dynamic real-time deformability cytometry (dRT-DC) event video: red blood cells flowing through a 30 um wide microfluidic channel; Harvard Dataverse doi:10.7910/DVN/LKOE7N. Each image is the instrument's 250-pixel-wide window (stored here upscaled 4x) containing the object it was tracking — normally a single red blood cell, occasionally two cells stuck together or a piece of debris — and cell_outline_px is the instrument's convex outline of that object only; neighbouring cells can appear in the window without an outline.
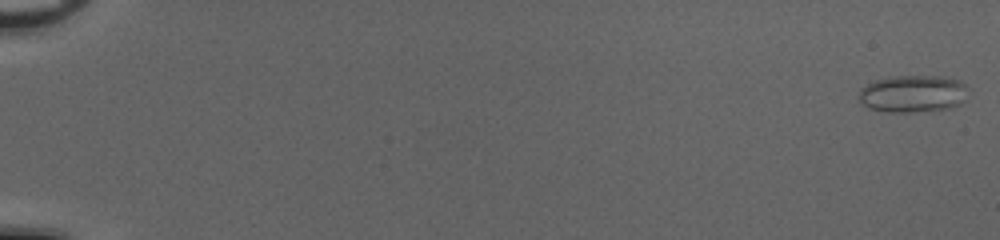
{"species": "common noctule bat (a hibernating species)", "species_latin": "Nyctalus noctula", "temperature_condition": "cold", "stored_images_in_passage": 53, "camera_frame_rate_fps": 3000, "um_per_image_px": 0.085, "animal": {"sex": "female", "body_mass_g": 20.0, "forearm_length_mm": 54.0}, "frame": {"image": 1, "passage_image": 1, "time_ms": 0.0, "image_size_px": [1000, 240], "cell_outline_px": [[968, 88], [964, 100], [960, 104], [948, 108], [912, 112], [884, 112], [868, 108], [860, 100], [860, 88], [872, 80], [892, 76], [944, 76], [960, 80]], "centroid_in_image_um": [77.59, 7.95], "position_along_channel_um": 7.4, "area_um2": 23.87}}
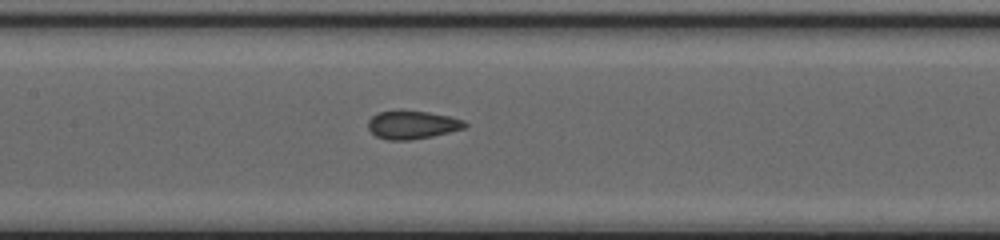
{"frame": {"image": 2, "passage_image": 28, "time_ms": 9.0, "image_size_px": [1000, 240], "cell_outline_px": [[468, 124], [464, 128], [432, 136], [408, 140], [388, 140], [376, 136], [368, 128], [368, 120], [376, 112], [428, 112], [448, 116], [464, 120]], "centroid_in_image_um": [35.03, 10.63], "position_along_channel_um": 172.4, "area_um2": 15.49}}
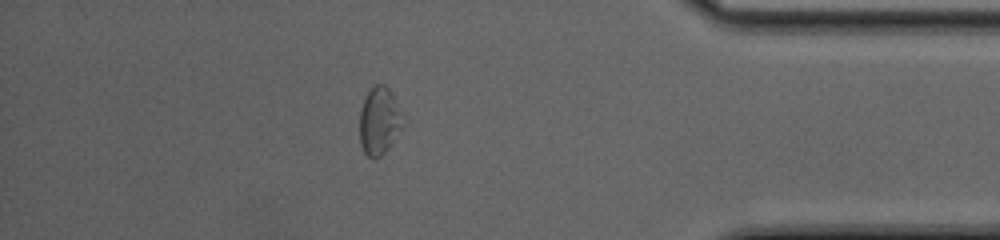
{"frame": {"image": 3, "passage_image": 47, "time_ms": 15.333, "image_size_px": [1000, 240], "cell_outline_px": [[404, 124], [388, 148], [376, 160], [372, 160], [364, 152], [360, 144], [360, 108], [368, 92], [376, 84], [384, 84], [388, 88], [392, 96]], "centroid_in_image_um": [32.19, 10.33], "position_along_channel_um": 403.0, "area_um2": 16.59}, "authors_computed_cell_mechanics": {"area_um2": 16.9354, "velocity_mm_per_s": 4.0727, "shape_relaxation_time_tau1_ms": 7.6069, "shape_relaxation_time_tau2_ms": 0.9016, "deformation_change_tau1": 0.125, "deformation_change_tau2": 0.0394}}